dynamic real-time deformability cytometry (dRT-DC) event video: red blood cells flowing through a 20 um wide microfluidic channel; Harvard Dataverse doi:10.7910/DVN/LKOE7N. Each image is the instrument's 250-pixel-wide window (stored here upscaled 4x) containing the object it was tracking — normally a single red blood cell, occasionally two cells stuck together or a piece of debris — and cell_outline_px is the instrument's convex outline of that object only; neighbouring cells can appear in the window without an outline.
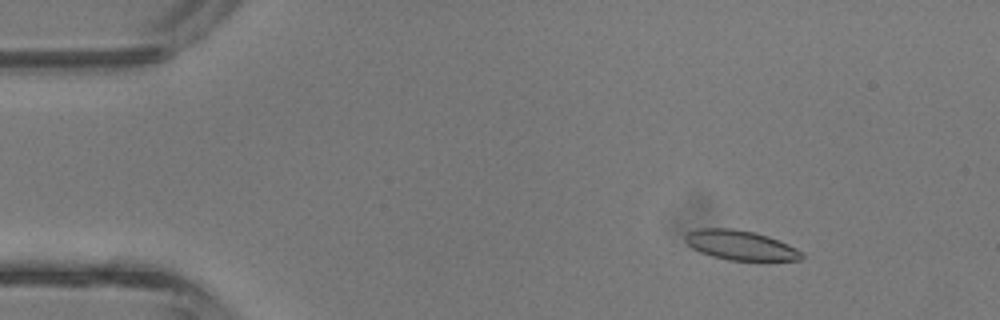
{"species": "common noctule bat (a hibernating species)", "species_latin": "Nyctalus noctula", "temperature_condition": "room temperature", "stored_images_in_passage": 43, "camera_frame_rate_fps": 3000, "um_per_image_px": 0.085, "animal": {"sex": "male", "body_mass_g": 13.3}, "frame": {"image": 1, "passage_image": 6, "time_ms": 1.667, "image_size_px": [1000, 320], "cell_outline_px": [[804, 256], [800, 260], [728, 260], [712, 256], [700, 252], [692, 248], [684, 240], [684, 236], [688, 232], [700, 228], [732, 228], [756, 232], [768, 236], [788, 244], [796, 248]], "centroid_in_image_um": [62.91, 20.83], "position_along_channel_um": 22.1, "area_um2": 20.06}}
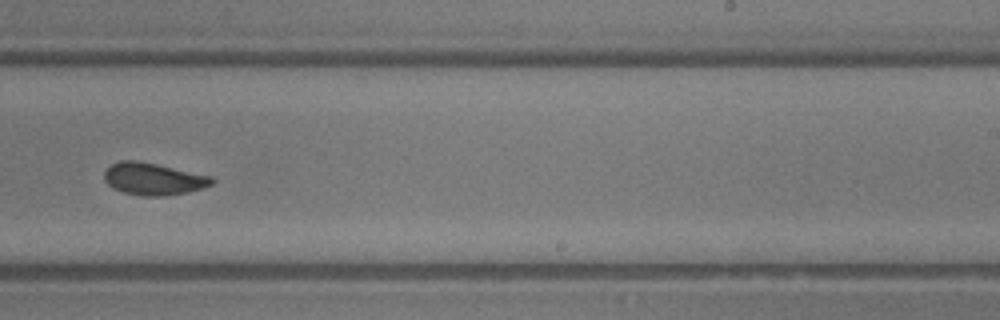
{"frame": {"image": 2, "passage_image": 27, "time_ms": 8.667, "image_size_px": [1000, 320], "cell_outline_px": [[216, 180], [212, 184], [188, 192], [164, 196], [140, 196], [124, 192], [112, 188], [104, 180], [104, 172], [112, 164], [120, 160], [136, 160], [156, 164], [212, 176]], "centroid_in_image_um": [13.02, 15.21], "position_along_channel_um": 276.0, "area_um2": 20.11}}
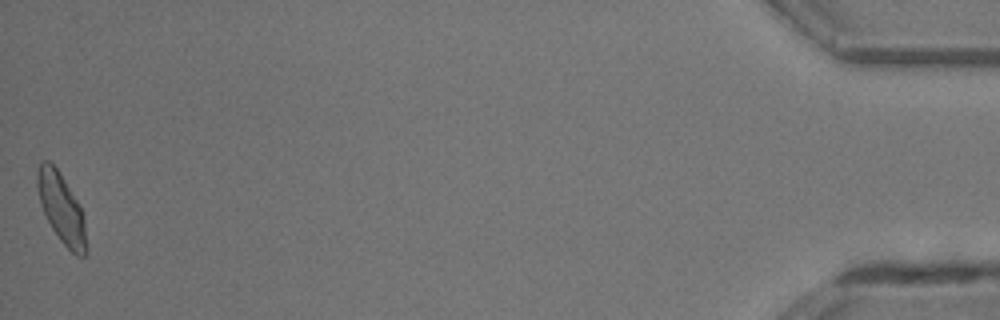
{"frame": {"image": 3, "passage_image": 43, "time_ms": 14.0, "image_size_px": [1000, 320], "cell_outline_px": [[88, 252], [84, 256], [76, 256], [60, 240], [52, 228], [40, 204], [36, 184], [36, 176], [40, 160], [48, 160], [56, 168], [80, 204], [84, 216], [88, 248]], "centroid_in_image_um": [5.24, 17.73], "position_along_channel_um": 430.0, "area_um2": 20.06}, "authors_computed_cell_mechanics": {"area_um2": 20.1144, "velocity_mm_per_s": 4.8031, "shape_relaxation_time_tau1_ms": 3.5846, "shape_relaxation_time_tau2_ms": 1.6597, "deformation_change_tau1": 0.1146, "deformation_change_tau2": 0.0601}}